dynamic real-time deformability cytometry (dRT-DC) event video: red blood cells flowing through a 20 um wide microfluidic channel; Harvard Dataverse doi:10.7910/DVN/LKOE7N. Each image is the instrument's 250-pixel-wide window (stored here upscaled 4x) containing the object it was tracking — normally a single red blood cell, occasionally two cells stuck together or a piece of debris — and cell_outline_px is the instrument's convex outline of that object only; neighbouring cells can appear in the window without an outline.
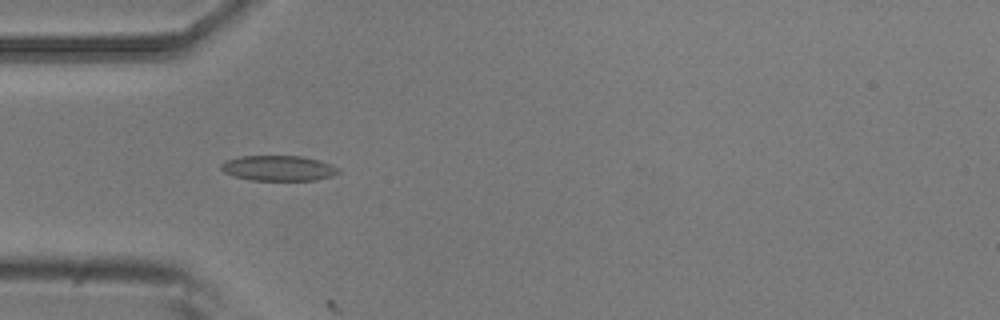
{"species": "common noctule bat (a hibernating species)", "species_latin": "Nyctalus noctula", "temperature_condition": "room temperature", "stored_images_in_passage": 5, "camera_frame_rate_fps": 3000, "um_per_image_px": 0.085, "animal": {"sex": "male", "body_mass_g": 20.5, "forearm_length_mm": 52.5}, "frame": {"image": 1, "passage_image": 4, "time_ms": 1.0, "image_size_px": [1000, 320], "cell_outline_px": [[340, 172], [332, 176], [316, 180], [252, 180], [236, 176], [224, 172], [220, 168], [220, 164], [228, 160], [240, 156], [304, 156], [320, 160], [332, 164], [340, 168]], "centroid_in_image_um": [23.73, 14.29], "position_along_channel_um": 61.3, "area_um2": 17.34}}
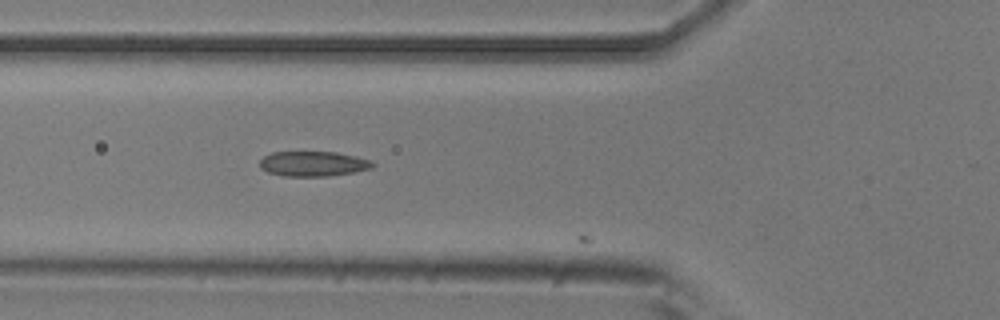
{"frame": {"image": 2, "passage_image": 5, "time_ms": 1.333, "image_size_px": [1000, 320], "cell_outline_px": [[376, 164], [372, 168], [356, 172], [328, 176], [284, 176], [268, 172], [260, 168], [260, 160], [264, 156], [272, 152], [336, 152], [356, 156], [368, 160]], "centroid_in_image_um": [26.62, 13.92], "position_along_channel_um": 99.2, "area_um2": 16.47}}